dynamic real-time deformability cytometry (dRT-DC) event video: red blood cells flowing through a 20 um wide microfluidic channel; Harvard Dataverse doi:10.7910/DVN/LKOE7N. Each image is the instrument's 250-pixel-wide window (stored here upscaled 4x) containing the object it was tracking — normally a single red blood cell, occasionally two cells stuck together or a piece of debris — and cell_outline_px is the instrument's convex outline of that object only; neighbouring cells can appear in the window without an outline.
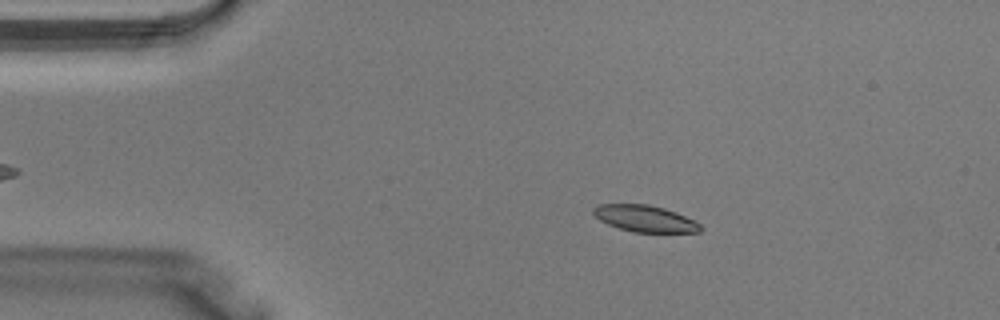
{"species": "Egyptian fruit bat (a non-hibernating species)", "species_latin": "Rousettus aegyptiacus", "temperature_condition": "warm", "stored_images_in_passage": 34, "camera_frame_rate_fps": 3000, "um_per_image_px": 0.085, "animal": {"sex": "male"}, "frame": {"image": 1, "passage_image": 7, "time_ms": 2.0, "image_size_px": [1000, 320], "cell_outline_px": [[704, 228], [700, 232], [632, 232], [608, 224], [600, 220], [592, 212], [592, 208], [596, 204], [648, 204], [664, 208], [676, 212], [700, 224]], "centroid_in_image_um": [54.8, 18.57], "position_along_channel_um": 30.2, "area_um2": 16.53}}
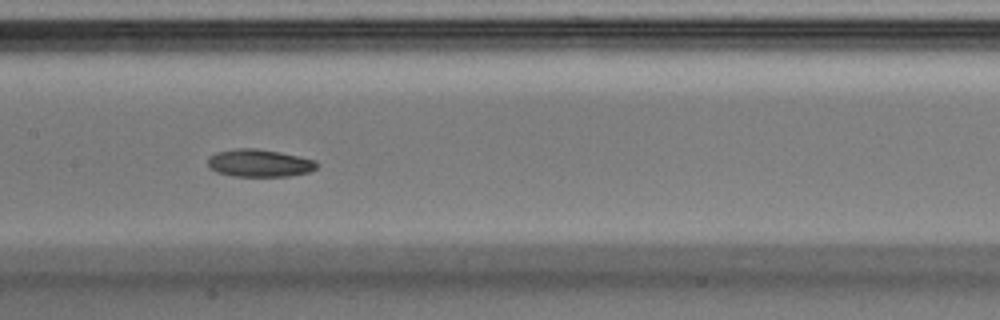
{"frame": {"image": 2, "passage_image": 19, "time_ms": 6.0, "image_size_px": [1000, 320], "cell_outline_px": [[316, 168], [308, 172], [288, 176], [236, 176], [216, 172], [208, 168], [208, 160], [216, 152], [236, 148], [256, 148], [280, 152], [316, 160]], "centroid_in_image_um": [22.03, 13.86], "position_along_channel_um": 185.4, "area_um2": 17.4}}
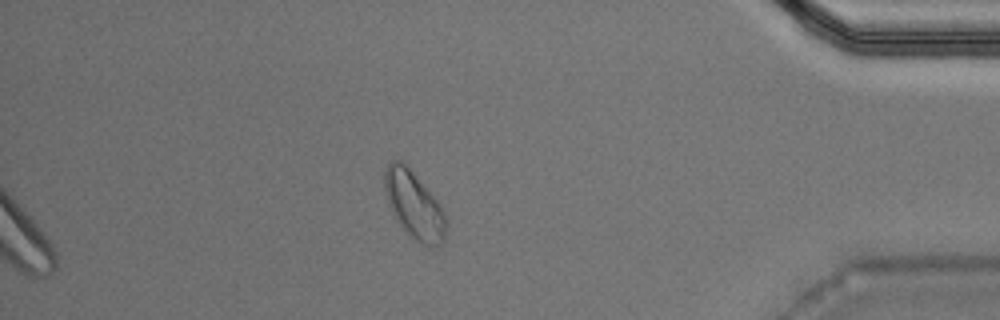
{"frame": {"image": 3, "passage_image": 34, "time_ms": 11.0, "image_size_px": [1000, 320], "cell_outline_px": [[448, 228], [444, 240], [440, 244], [424, 244], [412, 240], [396, 220], [388, 204], [384, 188], [384, 168], [392, 160], [404, 160], [436, 200], [448, 224]], "centroid_in_image_um": [35.16, 17.4], "position_along_channel_um": 400.0, "area_um2": 24.1}}